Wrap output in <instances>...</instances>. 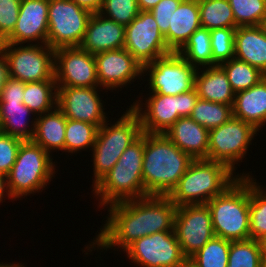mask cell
Segmentation results:
<instances>
[{"label": "cell", "mask_w": 266, "mask_h": 267, "mask_svg": "<svg viewBox=\"0 0 266 267\" xmlns=\"http://www.w3.org/2000/svg\"><path fill=\"white\" fill-rule=\"evenodd\" d=\"M196 71L178 52H172L146 64L143 77L149 76V93L178 95L194 89Z\"/></svg>", "instance_id": "7c38bea8"}, {"label": "cell", "mask_w": 266, "mask_h": 267, "mask_svg": "<svg viewBox=\"0 0 266 267\" xmlns=\"http://www.w3.org/2000/svg\"><path fill=\"white\" fill-rule=\"evenodd\" d=\"M23 140L0 132V173L8 175Z\"/></svg>", "instance_id": "ab89813d"}, {"label": "cell", "mask_w": 266, "mask_h": 267, "mask_svg": "<svg viewBox=\"0 0 266 267\" xmlns=\"http://www.w3.org/2000/svg\"><path fill=\"white\" fill-rule=\"evenodd\" d=\"M206 204L215 236L230 241L250 239L249 177H239Z\"/></svg>", "instance_id": "5b68a950"}, {"label": "cell", "mask_w": 266, "mask_h": 267, "mask_svg": "<svg viewBox=\"0 0 266 267\" xmlns=\"http://www.w3.org/2000/svg\"><path fill=\"white\" fill-rule=\"evenodd\" d=\"M49 0H21L13 32L0 43L47 44Z\"/></svg>", "instance_id": "d6986e66"}, {"label": "cell", "mask_w": 266, "mask_h": 267, "mask_svg": "<svg viewBox=\"0 0 266 267\" xmlns=\"http://www.w3.org/2000/svg\"><path fill=\"white\" fill-rule=\"evenodd\" d=\"M220 66L226 72L230 86L235 94L249 89L266 77L256 67L236 58L225 61Z\"/></svg>", "instance_id": "d6a6232c"}, {"label": "cell", "mask_w": 266, "mask_h": 267, "mask_svg": "<svg viewBox=\"0 0 266 267\" xmlns=\"http://www.w3.org/2000/svg\"><path fill=\"white\" fill-rule=\"evenodd\" d=\"M124 253L136 267H182L188 261L174 231H161L139 238Z\"/></svg>", "instance_id": "4fadbf2b"}, {"label": "cell", "mask_w": 266, "mask_h": 267, "mask_svg": "<svg viewBox=\"0 0 266 267\" xmlns=\"http://www.w3.org/2000/svg\"><path fill=\"white\" fill-rule=\"evenodd\" d=\"M234 174L222 163L194 159L168 197L177 207L206 204L223 193L239 177H252L249 173Z\"/></svg>", "instance_id": "277c9868"}, {"label": "cell", "mask_w": 266, "mask_h": 267, "mask_svg": "<svg viewBox=\"0 0 266 267\" xmlns=\"http://www.w3.org/2000/svg\"><path fill=\"white\" fill-rule=\"evenodd\" d=\"M262 27L264 28V30H265V32H266V18H265V20H264L263 23H262Z\"/></svg>", "instance_id": "816d5d0a"}, {"label": "cell", "mask_w": 266, "mask_h": 267, "mask_svg": "<svg viewBox=\"0 0 266 267\" xmlns=\"http://www.w3.org/2000/svg\"><path fill=\"white\" fill-rule=\"evenodd\" d=\"M94 58L98 83L104 89L113 92L142 79L143 66L125 48L100 52Z\"/></svg>", "instance_id": "ac0fdd59"}, {"label": "cell", "mask_w": 266, "mask_h": 267, "mask_svg": "<svg viewBox=\"0 0 266 267\" xmlns=\"http://www.w3.org/2000/svg\"><path fill=\"white\" fill-rule=\"evenodd\" d=\"M257 132L253 125L233 116L209 130L207 159L222 163L235 173L236 165L246 156Z\"/></svg>", "instance_id": "30bf717a"}, {"label": "cell", "mask_w": 266, "mask_h": 267, "mask_svg": "<svg viewBox=\"0 0 266 267\" xmlns=\"http://www.w3.org/2000/svg\"><path fill=\"white\" fill-rule=\"evenodd\" d=\"M124 43L125 26L97 12L90 17L79 47L95 55L100 52L124 48Z\"/></svg>", "instance_id": "ffe728a7"}, {"label": "cell", "mask_w": 266, "mask_h": 267, "mask_svg": "<svg viewBox=\"0 0 266 267\" xmlns=\"http://www.w3.org/2000/svg\"><path fill=\"white\" fill-rule=\"evenodd\" d=\"M235 58L250 64L266 75V32L262 25L236 28Z\"/></svg>", "instance_id": "603a6c76"}, {"label": "cell", "mask_w": 266, "mask_h": 267, "mask_svg": "<svg viewBox=\"0 0 266 267\" xmlns=\"http://www.w3.org/2000/svg\"><path fill=\"white\" fill-rule=\"evenodd\" d=\"M0 267H25L22 263H4V262H0Z\"/></svg>", "instance_id": "c3c4849f"}, {"label": "cell", "mask_w": 266, "mask_h": 267, "mask_svg": "<svg viewBox=\"0 0 266 267\" xmlns=\"http://www.w3.org/2000/svg\"><path fill=\"white\" fill-rule=\"evenodd\" d=\"M124 48L144 67L172 53L150 11L139 14L125 26Z\"/></svg>", "instance_id": "5bb4252c"}, {"label": "cell", "mask_w": 266, "mask_h": 267, "mask_svg": "<svg viewBox=\"0 0 266 267\" xmlns=\"http://www.w3.org/2000/svg\"><path fill=\"white\" fill-rule=\"evenodd\" d=\"M249 226L250 239L266 238V191L254 176L249 177Z\"/></svg>", "instance_id": "f1b7e54d"}, {"label": "cell", "mask_w": 266, "mask_h": 267, "mask_svg": "<svg viewBox=\"0 0 266 267\" xmlns=\"http://www.w3.org/2000/svg\"><path fill=\"white\" fill-rule=\"evenodd\" d=\"M174 232L183 255L189 259L215 236L207 204L177 207Z\"/></svg>", "instance_id": "9a60e30c"}, {"label": "cell", "mask_w": 266, "mask_h": 267, "mask_svg": "<svg viewBox=\"0 0 266 267\" xmlns=\"http://www.w3.org/2000/svg\"><path fill=\"white\" fill-rule=\"evenodd\" d=\"M164 134L193 159H207L209 130L190 117L177 119Z\"/></svg>", "instance_id": "44dd1931"}, {"label": "cell", "mask_w": 266, "mask_h": 267, "mask_svg": "<svg viewBox=\"0 0 266 267\" xmlns=\"http://www.w3.org/2000/svg\"><path fill=\"white\" fill-rule=\"evenodd\" d=\"M178 53L197 69L213 66L210 30L198 28Z\"/></svg>", "instance_id": "f546056e"}, {"label": "cell", "mask_w": 266, "mask_h": 267, "mask_svg": "<svg viewBox=\"0 0 266 267\" xmlns=\"http://www.w3.org/2000/svg\"><path fill=\"white\" fill-rule=\"evenodd\" d=\"M230 242L214 236L188 261L195 267H227Z\"/></svg>", "instance_id": "836d02e7"}, {"label": "cell", "mask_w": 266, "mask_h": 267, "mask_svg": "<svg viewBox=\"0 0 266 267\" xmlns=\"http://www.w3.org/2000/svg\"><path fill=\"white\" fill-rule=\"evenodd\" d=\"M201 27L209 30L237 28L228 0H198Z\"/></svg>", "instance_id": "4dcf8cb0"}, {"label": "cell", "mask_w": 266, "mask_h": 267, "mask_svg": "<svg viewBox=\"0 0 266 267\" xmlns=\"http://www.w3.org/2000/svg\"><path fill=\"white\" fill-rule=\"evenodd\" d=\"M262 244V253H263V258H266V238L261 241Z\"/></svg>", "instance_id": "681fc988"}, {"label": "cell", "mask_w": 266, "mask_h": 267, "mask_svg": "<svg viewBox=\"0 0 266 267\" xmlns=\"http://www.w3.org/2000/svg\"><path fill=\"white\" fill-rule=\"evenodd\" d=\"M114 123L110 120L99 127L92 148V188L113 168L126 148L143 133L138 114L129 106ZM110 125V126H108Z\"/></svg>", "instance_id": "8992f818"}, {"label": "cell", "mask_w": 266, "mask_h": 267, "mask_svg": "<svg viewBox=\"0 0 266 267\" xmlns=\"http://www.w3.org/2000/svg\"><path fill=\"white\" fill-rule=\"evenodd\" d=\"M262 267H266V258L262 259Z\"/></svg>", "instance_id": "f5cc1de1"}, {"label": "cell", "mask_w": 266, "mask_h": 267, "mask_svg": "<svg viewBox=\"0 0 266 267\" xmlns=\"http://www.w3.org/2000/svg\"><path fill=\"white\" fill-rule=\"evenodd\" d=\"M183 0H161L150 10L163 35L168 32L172 13Z\"/></svg>", "instance_id": "b9f144b4"}, {"label": "cell", "mask_w": 266, "mask_h": 267, "mask_svg": "<svg viewBox=\"0 0 266 267\" xmlns=\"http://www.w3.org/2000/svg\"><path fill=\"white\" fill-rule=\"evenodd\" d=\"M235 31L236 28L210 30L213 66L235 58Z\"/></svg>", "instance_id": "74e56055"}, {"label": "cell", "mask_w": 266, "mask_h": 267, "mask_svg": "<svg viewBox=\"0 0 266 267\" xmlns=\"http://www.w3.org/2000/svg\"><path fill=\"white\" fill-rule=\"evenodd\" d=\"M102 87L57 86V107L67 119L83 121L100 127L108 120L100 98ZM99 92V94H98Z\"/></svg>", "instance_id": "e0dca14e"}, {"label": "cell", "mask_w": 266, "mask_h": 267, "mask_svg": "<svg viewBox=\"0 0 266 267\" xmlns=\"http://www.w3.org/2000/svg\"><path fill=\"white\" fill-rule=\"evenodd\" d=\"M193 160L165 134L144 132L142 175L147 196H168Z\"/></svg>", "instance_id": "7a4b0ae2"}, {"label": "cell", "mask_w": 266, "mask_h": 267, "mask_svg": "<svg viewBox=\"0 0 266 267\" xmlns=\"http://www.w3.org/2000/svg\"><path fill=\"white\" fill-rule=\"evenodd\" d=\"M25 82L9 78L2 89L0 102H23Z\"/></svg>", "instance_id": "7bdbcfd3"}, {"label": "cell", "mask_w": 266, "mask_h": 267, "mask_svg": "<svg viewBox=\"0 0 266 267\" xmlns=\"http://www.w3.org/2000/svg\"><path fill=\"white\" fill-rule=\"evenodd\" d=\"M182 267H195L189 261H187Z\"/></svg>", "instance_id": "f907efd6"}, {"label": "cell", "mask_w": 266, "mask_h": 267, "mask_svg": "<svg viewBox=\"0 0 266 267\" xmlns=\"http://www.w3.org/2000/svg\"><path fill=\"white\" fill-rule=\"evenodd\" d=\"M200 69V71H199ZM200 99L232 105L233 92L227 74L220 65L198 68L195 75V86Z\"/></svg>", "instance_id": "d4e9b609"}, {"label": "cell", "mask_w": 266, "mask_h": 267, "mask_svg": "<svg viewBox=\"0 0 266 267\" xmlns=\"http://www.w3.org/2000/svg\"><path fill=\"white\" fill-rule=\"evenodd\" d=\"M31 114L34 118H31ZM35 116L23 102H0V132L23 141H32L35 133Z\"/></svg>", "instance_id": "4316f807"}, {"label": "cell", "mask_w": 266, "mask_h": 267, "mask_svg": "<svg viewBox=\"0 0 266 267\" xmlns=\"http://www.w3.org/2000/svg\"><path fill=\"white\" fill-rule=\"evenodd\" d=\"M232 109L235 118L260 131L266 125V77L249 89L237 92Z\"/></svg>", "instance_id": "cb8c5ba5"}, {"label": "cell", "mask_w": 266, "mask_h": 267, "mask_svg": "<svg viewBox=\"0 0 266 267\" xmlns=\"http://www.w3.org/2000/svg\"><path fill=\"white\" fill-rule=\"evenodd\" d=\"M66 123L67 118L57 106L50 112L36 116L32 141L50 155L57 150L64 152Z\"/></svg>", "instance_id": "484cf974"}, {"label": "cell", "mask_w": 266, "mask_h": 267, "mask_svg": "<svg viewBox=\"0 0 266 267\" xmlns=\"http://www.w3.org/2000/svg\"><path fill=\"white\" fill-rule=\"evenodd\" d=\"M54 77L57 86L100 87L94 55L80 47L55 49Z\"/></svg>", "instance_id": "2e32d148"}, {"label": "cell", "mask_w": 266, "mask_h": 267, "mask_svg": "<svg viewBox=\"0 0 266 267\" xmlns=\"http://www.w3.org/2000/svg\"><path fill=\"white\" fill-rule=\"evenodd\" d=\"M52 155L33 141H23L16 161L7 175L8 190L13 199L42 192L55 178L56 164Z\"/></svg>", "instance_id": "52a82bcc"}, {"label": "cell", "mask_w": 266, "mask_h": 267, "mask_svg": "<svg viewBox=\"0 0 266 267\" xmlns=\"http://www.w3.org/2000/svg\"><path fill=\"white\" fill-rule=\"evenodd\" d=\"M189 117L204 128L211 130L232 118L233 109L232 105L206 101L199 98Z\"/></svg>", "instance_id": "e575fe53"}, {"label": "cell", "mask_w": 266, "mask_h": 267, "mask_svg": "<svg viewBox=\"0 0 266 267\" xmlns=\"http://www.w3.org/2000/svg\"><path fill=\"white\" fill-rule=\"evenodd\" d=\"M92 14L70 0H49L47 44L53 49L79 47Z\"/></svg>", "instance_id": "8fae6325"}, {"label": "cell", "mask_w": 266, "mask_h": 267, "mask_svg": "<svg viewBox=\"0 0 266 267\" xmlns=\"http://www.w3.org/2000/svg\"><path fill=\"white\" fill-rule=\"evenodd\" d=\"M144 132L130 144L113 168L92 188L98 208L147 196L143 185L142 164Z\"/></svg>", "instance_id": "3957f363"}, {"label": "cell", "mask_w": 266, "mask_h": 267, "mask_svg": "<svg viewBox=\"0 0 266 267\" xmlns=\"http://www.w3.org/2000/svg\"><path fill=\"white\" fill-rule=\"evenodd\" d=\"M8 197V200L12 198L9 190H8V182H7V176L0 173V203H3L6 197Z\"/></svg>", "instance_id": "bcb514c9"}, {"label": "cell", "mask_w": 266, "mask_h": 267, "mask_svg": "<svg viewBox=\"0 0 266 267\" xmlns=\"http://www.w3.org/2000/svg\"><path fill=\"white\" fill-rule=\"evenodd\" d=\"M236 27L262 25L266 18V0H228Z\"/></svg>", "instance_id": "8d00e7d4"}, {"label": "cell", "mask_w": 266, "mask_h": 267, "mask_svg": "<svg viewBox=\"0 0 266 267\" xmlns=\"http://www.w3.org/2000/svg\"><path fill=\"white\" fill-rule=\"evenodd\" d=\"M107 208L109 215L105 224L93 242L85 246L87 252L94 249L107 251L113 247L124 251L139 238L156 232L174 231L177 206L168 196L148 195L113 203Z\"/></svg>", "instance_id": "6da1fadb"}, {"label": "cell", "mask_w": 266, "mask_h": 267, "mask_svg": "<svg viewBox=\"0 0 266 267\" xmlns=\"http://www.w3.org/2000/svg\"><path fill=\"white\" fill-rule=\"evenodd\" d=\"M0 51L8 60L10 78L25 83L55 80V49L48 44L0 43Z\"/></svg>", "instance_id": "9c48e42d"}, {"label": "cell", "mask_w": 266, "mask_h": 267, "mask_svg": "<svg viewBox=\"0 0 266 267\" xmlns=\"http://www.w3.org/2000/svg\"><path fill=\"white\" fill-rule=\"evenodd\" d=\"M139 12L137 0H103L98 13L118 24L127 26Z\"/></svg>", "instance_id": "f35d334b"}, {"label": "cell", "mask_w": 266, "mask_h": 267, "mask_svg": "<svg viewBox=\"0 0 266 267\" xmlns=\"http://www.w3.org/2000/svg\"><path fill=\"white\" fill-rule=\"evenodd\" d=\"M23 103L36 116L52 111L57 106L55 80L25 83Z\"/></svg>", "instance_id": "83f0119b"}, {"label": "cell", "mask_w": 266, "mask_h": 267, "mask_svg": "<svg viewBox=\"0 0 266 267\" xmlns=\"http://www.w3.org/2000/svg\"><path fill=\"white\" fill-rule=\"evenodd\" d=\"M161 0H137V4L140 11H150L154 8Z\"/></svg>", "instance_id": "7dc6e473"}, {"label": "cell", "mask_w": 266, "mask_h": 267, "mask_svg": "<svg viewBox=\"0 0 266 267\" xmlns=\"http://www.w3.org/2000/svg\"><path fill=\"white\" fill-rule=\"evenodd\" d=\"M147 95L145 103L141 98L130 107L138 114L142 131L151 134H164L177 119L189 117L199 99L195 88L178 95Z\"/></svg>", "instance_id": "ba28073f"}, {"label": "cell", "mask_w": 266, "mask_h": 267, "mask_svg": "<svg viewBox=\"0 0 266 267\" xmlns=\"http://www.w3.org/2000/svg\"><path fill=\"white\" fill-rule=\"evenodd\" d=\"M98 130L99 127L97 125L67 119L64 152L75 154L79 151H85L86 148L92 150Z\"/></svg>", "instance_id": "1f68e13d"}, {"label": "cell", "mask_w": 266, "mask_h": 267, "mask_svg": "<svg viewBox=\"0 0 266 267\" xmlns=\"http://www.w3.org/2000/svg\"><path fill=\"white\" fill-rule=\"evenodd\" d=\"M21 0H0V42L14 30L19 15Z\"/></svg>", "instance_id": "60d3db41"}, {"label": "cell", "mask_w": 266, "mask_h": 267, "mask_svg": "<svg viewBox=\"0 0 266 267\" xmlns=\"http://www.w3.org/2000/svg\"><path fill=\"white\" fill-rule=\"evenodd\" d=\"M75 2L78 6L89 10L92 13L100 11L103 0H70Z\"/></svg>", "instance_id": "f6af8a7d"}, {"label": "cell", "mask_w": 266, "mask_h": 267, "mask_svg": "<svg viewBox=\"0 0 266 267\" xmlns=\"http://www.w3.org/2000/svg\"><path fill=\"white\" fill-rule=\"evenodd\" d=\"M262 244L254 239L231 241L227 267H262Z\"/></svg>", "instance_id": "d590c367"}, {"label": "cell", "mask_w": 266, "mask_h": 267, "mask_svg": "<svg viewBox=\"0 0 266 267\" xmlns=\"http://www.w3.org/2000/svg\"><path fill=\"white\" fill-rule=\"evenodd\" d=\"M9 78L10 75H9L8 60L6 59L4 54L0 51V98L2 94V89Z\"/></svg>", "instance_id": "ee69618b"}, {"label": "cell", "mask_w": 266, "mask_h": 267, "mask_svg": "<svg viewBox=\"0 0 266 267\" xmlns=\"http://www.w3.org/2000/svg\"><path fill=\"white\" fill-rule=\"evenodd\" d=\"M201 27L198 0H183L172 13L165 42L172 52H178L190 36Z\"/></svg>", "instance_id": "7402d4cb"}]
</instances>
